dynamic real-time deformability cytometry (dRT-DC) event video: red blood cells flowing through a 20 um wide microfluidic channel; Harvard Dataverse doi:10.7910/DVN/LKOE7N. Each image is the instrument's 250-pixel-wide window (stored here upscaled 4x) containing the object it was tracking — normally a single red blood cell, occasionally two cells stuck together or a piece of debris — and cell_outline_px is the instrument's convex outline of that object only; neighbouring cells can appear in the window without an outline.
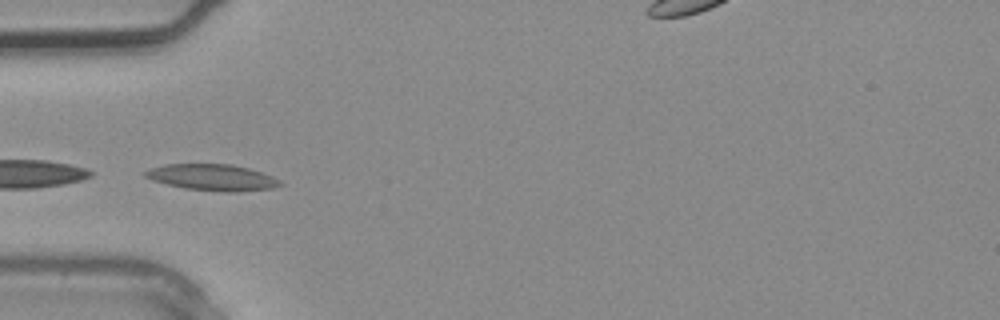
{"species": "common noctule bat (a hibernating species)", "species_latin": "Nyctalus noctula", "temperature_condition": "warm", "stored_images_in_passage": 4, "camera_frame_rate_fps": 3000, "um_per_image_px": 0.085, "animal": {"sex": "male", "body_mass_g": 20.4}, "frame": {"image": 1, "passage_image": 4, "time_ms": 1.0, "image_size_px": [1000, 320], "cell_outline_px": [[284, 184], [272, 188], [240, 192], [224, 192], [184, 188], [152, 180], [144, 176], [144, 172], [152, 168], [164, 164], [232, 164], [248, 168], [272, 176], [280, 180]], "centroid_in_image_um": [18.07, 15.08], "position_along_channel_um": 66.9, "area_um2": 20.63}}